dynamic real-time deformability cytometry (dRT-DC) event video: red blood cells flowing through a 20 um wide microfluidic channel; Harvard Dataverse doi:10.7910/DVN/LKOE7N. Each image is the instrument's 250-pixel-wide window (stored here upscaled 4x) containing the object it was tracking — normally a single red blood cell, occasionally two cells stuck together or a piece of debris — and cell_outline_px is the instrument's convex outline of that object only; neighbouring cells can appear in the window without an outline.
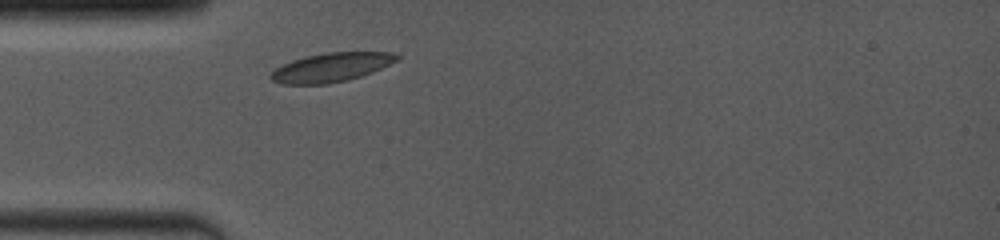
{"species": "common noctule bat (a hibernating species)", "species_latin": "Nyctalus noctula", "temperature_condition": "room temperature", "stored_images_in_passage": 1, "camera_frame_rate_fps": 4000, "um_per_image_px": 0.085, "animal": {"sex": "female", "body_mass_g": 19.0, "forearm_length_mm": 53.3}, "frame": {"image": 1, "passage_image": 1, "time_ms": 0.0, "image_size_px": [1000, 240], "cell_outline_px": [[400, 60], [372, 72], [348, 80], [328, 84], [280, 84], [272, 80], [268, 76], [276, 68], [292, 60], [304, 56], [324, 52], [396, 52], [400, 56]], "centroid_in_image_um": [28.18, 5.71], "position_along_channel_um": 56.8, "area_um2": 21.5}}